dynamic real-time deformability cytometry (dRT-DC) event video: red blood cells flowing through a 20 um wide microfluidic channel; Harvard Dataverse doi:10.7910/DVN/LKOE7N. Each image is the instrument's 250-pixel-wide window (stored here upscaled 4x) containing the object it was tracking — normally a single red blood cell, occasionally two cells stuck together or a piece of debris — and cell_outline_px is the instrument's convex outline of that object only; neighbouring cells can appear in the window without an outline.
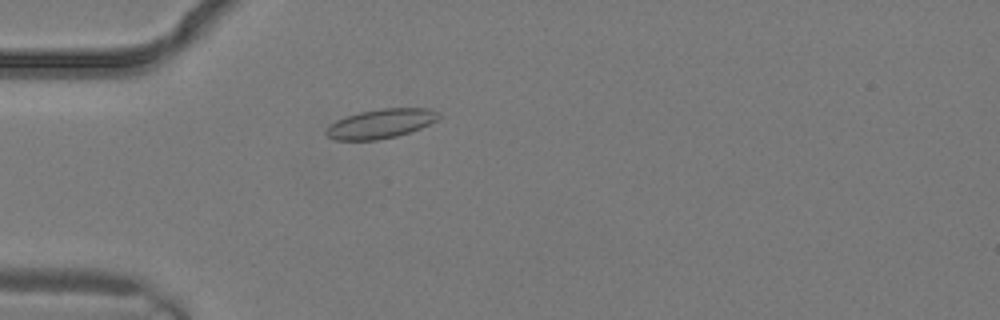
{"species": "common noctule bat (a hibernating species)", "species_latin": "Nyctalus noctula", "temperature_condition": "warm", "stored_images_in_passage": 3, "camera_frame_rate_fps": 3000, "um_per_image_px": 0.085, "animal": {"sex": "male", "body_mass_g": 19.2, "forearm_length_mm": 51.8}, "frame": {"image": 1, "passage_image": 2, "time_ms": 0.333, "image_size_px": [1000, 320], "cell_outline_px": [[440, 116], [436, 120], [420, 128], [396, 136], [376, 140], [336, 140], [328, 136], [324, 132], [336, 120], [360, 112], [380, 108], [428, 108], [436, 112]], "centroid_in_image_um": [32.35, 10.51], "position_along_channel_um": 52.6, "area_um2": 18.84}}